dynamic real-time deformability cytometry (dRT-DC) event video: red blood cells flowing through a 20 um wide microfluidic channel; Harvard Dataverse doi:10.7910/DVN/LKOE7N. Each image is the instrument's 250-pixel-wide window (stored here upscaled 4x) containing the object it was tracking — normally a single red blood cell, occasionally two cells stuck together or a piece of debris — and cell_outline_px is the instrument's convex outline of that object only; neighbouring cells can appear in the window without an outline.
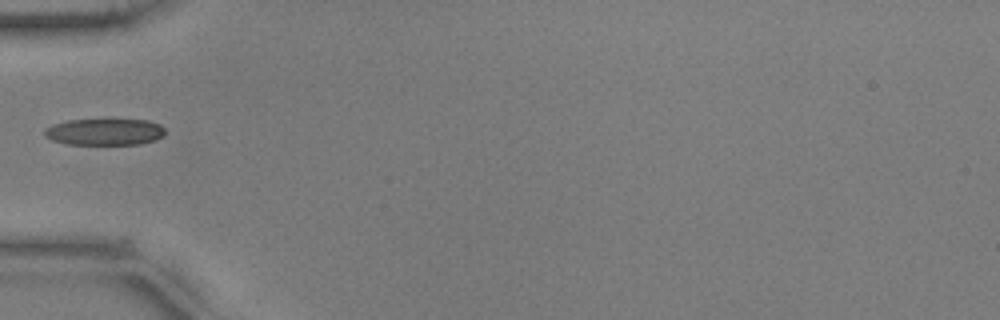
{"species": "common noctule bat (a hibernating species)", "species_latin": "Nyctalus noctula", "temperature_condition": "warm", "stored_images_in_passage": 36, "camera_frame_rate_fps": 3000, "um_per_image_px": 0.085, "animal": {"sex": "male", "body_mass_g": 17.9, "forearm_length_mm": 54.2}, "frame": {"image": 1, "passage_image": 1, "time_ms": 0.0, "image_size_px": [1000, 320], "cell_outline_px": [[164, 136], [156, 140], [140, 144], [68, 144], [52, 140], [44, 136], [44, 128], [52, 124], [68, 120], [148, 120], [160, 124], [164, 128]], "centroid_in_image_um": [8.89, 11.21], "position_along_channel_um": 76.1, "area_um2": 18.73}}
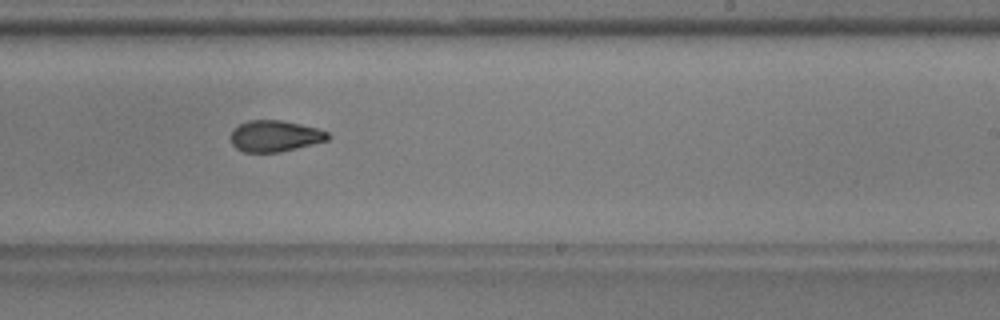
{"frame": {"image": 2, "passage_image": 16, "time_ms": 5.0, "image_size_px": [1000, 320], "cell_outline_px": [[332, 136], [328, 140], [280, 152], [244, 152], [236, 148], [232, 144], [232, 132], [240, 124], [248, 120], [280, 120], [300, 124], [316, 128], [328, 132]], "centroid_in_image_um": [23.39, 11.56], "position_along_channel_um": 265.6, "area_um2": 17.51}}
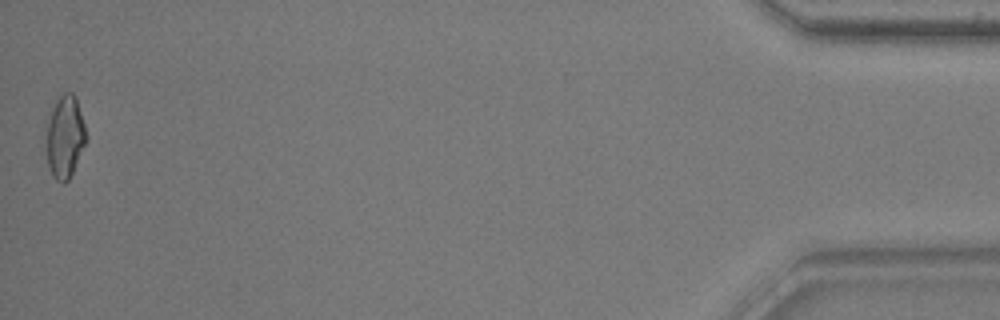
{"frame": {"image": 3, "passage_image": 36, "time_ms": 11.667, "image_size_px": [1000, 320], "cell_outline_px": [[88, 140], [68, 180], [64, 184], [56, 180], [52, 176], [48, 168], [48, 124], [56, 100], [64, 92], [72, 92], [76, 96], [88, 136]], "centroid_in_image_um": [5.57, 11.64], "position_along_channel_um": 429.6, "area_um2": 18.9}}